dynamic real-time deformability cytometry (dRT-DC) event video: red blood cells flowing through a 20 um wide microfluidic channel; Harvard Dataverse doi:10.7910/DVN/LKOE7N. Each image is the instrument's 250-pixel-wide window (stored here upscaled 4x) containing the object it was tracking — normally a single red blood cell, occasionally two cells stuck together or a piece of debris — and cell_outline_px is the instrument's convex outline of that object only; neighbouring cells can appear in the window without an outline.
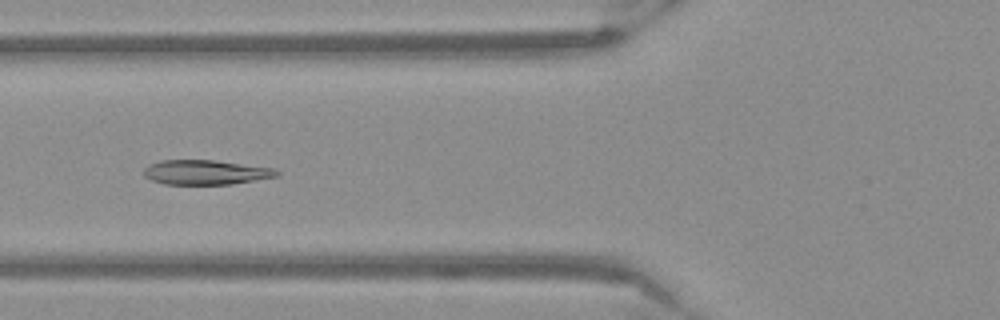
{"species": "Egyptian fruit bat (a non-hibernating species)", "species_latin": "Rousettus aegyptiacus", "temperature_condition": "warm", "stored_images_in_passage": 53, "camera_frame_rate_fps": 3000, "um_per_image_px": 0.085, "frame": {"image": 1, "passage_image": 21, "time_ms": 6.667, "image_size_px": [1000, 320], "cell_outline_px": [[280, 172], [276, 176], [232, 184], [164, 184], [152, 180], [144, 176], [144, 168], [148, 164], [160, 160], [216, 160], [276, 168]], "centroid_in_image_um": [17.47, 14.63], "position_along_channel_um": 108.3, "area_um2": 19.13}}
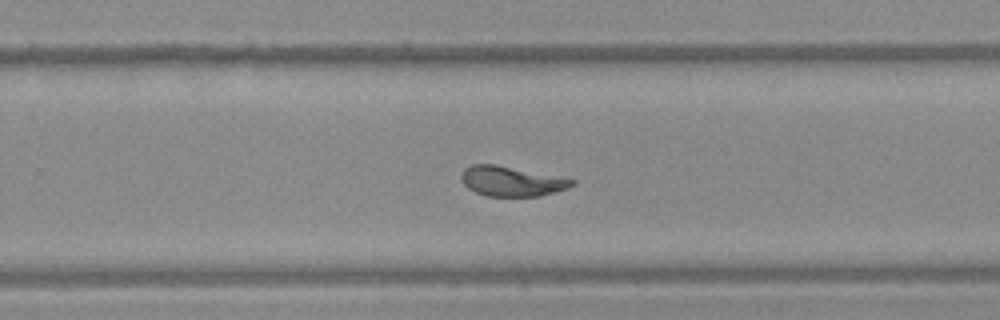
{"frame": {"image": 2, "passage_image": 35, "time_ms": 11.333, "image_size_px": [1000, 320], "cell_outline_px": [[576, 184], [568, 188], [540, 196], [488, 196], [476, 192], [468, 188], [464, 184], [460, 176], [464, 168], [472, 164], [496, 164], [576, 180]], "centroid_in_image_um": [43.47, 15.4], "position_along_channel_um": 286.3, "area_um2": 19.19}}
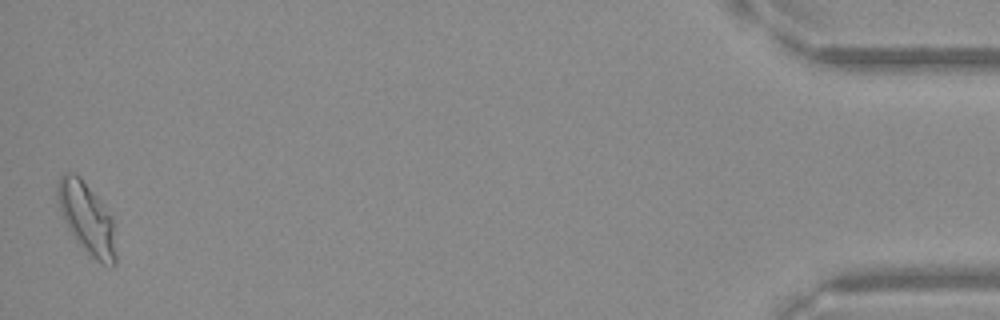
{"frame": {"image": 3, "passage_image": 53, "time_ms": 17.333, "image_size_px": [1000, 320], "cell_outline_px": [[116, 264], [112, 268], [100, 264], [88, 256], [72, 236], [64, 220], [56, 196], [56, 184], [60, 176], [64, 172], [72, 172], [80, 176], [100, 200], [112, 216], [116, 256]], "centroid_in_image_um": [7.38, 18.59], "position_along_channel_um": 427.8, "area_um2": 24.68}}